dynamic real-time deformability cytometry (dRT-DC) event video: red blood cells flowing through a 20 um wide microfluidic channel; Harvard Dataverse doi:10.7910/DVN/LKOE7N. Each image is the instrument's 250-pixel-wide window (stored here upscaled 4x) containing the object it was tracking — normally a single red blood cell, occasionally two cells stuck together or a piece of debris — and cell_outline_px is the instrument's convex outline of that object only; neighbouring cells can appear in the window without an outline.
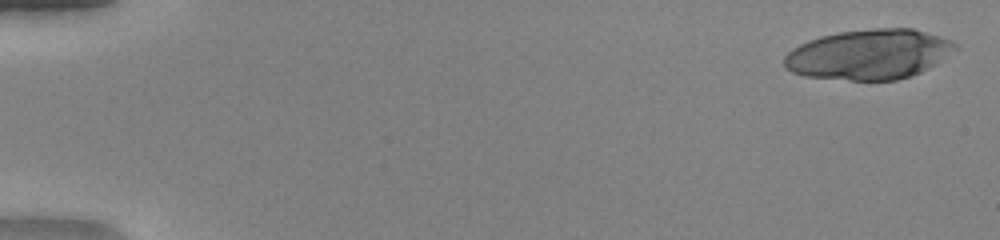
{"species": "human", "species_latin": "Homo sapiens", "temperature_condition": "warm", "stored_images_in_passage": 33, "segment_of_instrument_passage": [1, 2], "camera_frame_rate_fps": 3000, "um_per_image_px": 0.085, "donor": {"sex": "female"}, "frame": {"image": 1, "passage_image": 2, "time_ms": 0.333, "image_size_px": [1000, 240], "cell_outline_px": [[956, 48], [936, 64], [920, 72], [896, 80], [848, 80], [804, 76], [792, 72], [784, 68], [784, 56], [792, 48], [808, 40], [820, 36], [840, 32], [872, 28], [912, 28], [940, 36], [952, 40], [956, 44]], "centroid_in_image_um": [73.83, 4.62], "position_along_channel_um": 11.2, "area_um2": 49.82}}
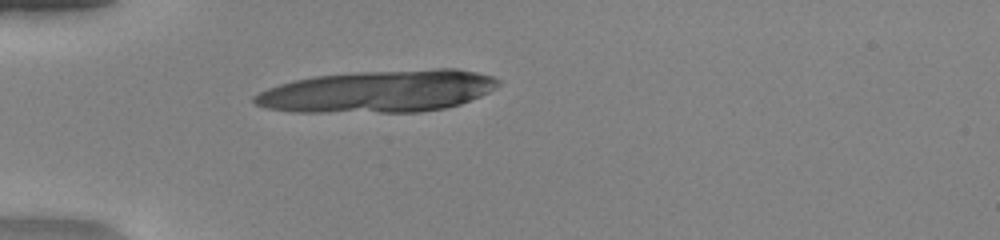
{"frame": {"image": 2, "passage_image": 16, "time_ms": 5.0, "image_size_px": [1000, 240], "cell_outline_px": [[500, 84], [496, 88], [480, 96], [460, 104], [444, 108], [420, 112], [292, 112], [264, 108], [256, 104], [252, 100], [252, 96], [268, 88], [280, 84], [296, 80], [316, 76], [356, 72], [436, 68], [456, 68], [476, 72], [492, 76], [500, 80]], "centroid_in_image_um": [32.17, 7.76], "position_along_channel_um": 52.8, "area_um2": 60.11}}